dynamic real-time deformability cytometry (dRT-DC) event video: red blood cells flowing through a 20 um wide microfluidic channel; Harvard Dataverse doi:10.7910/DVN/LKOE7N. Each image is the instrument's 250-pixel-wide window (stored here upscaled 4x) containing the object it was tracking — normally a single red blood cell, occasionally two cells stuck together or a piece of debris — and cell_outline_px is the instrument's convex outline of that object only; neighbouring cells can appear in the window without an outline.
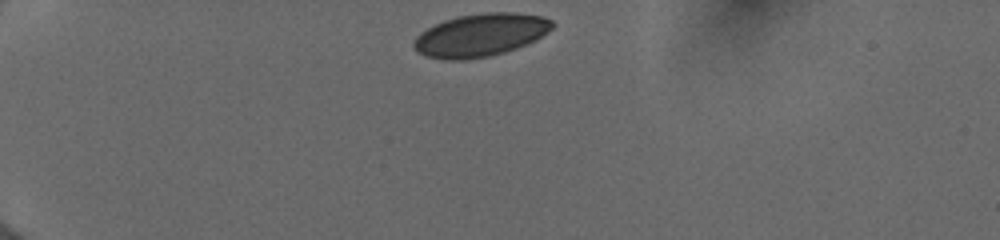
{"species": "human", "species_latin": "Homo sapiens", "temperature_condition": "cold", "stored_images_in_passage": 39, "camera_frame_rate_fps": 3000, "um_per_image_px": 0.085, "donor": {"sex": "female"}, "frame": {"image": 1, "passage_image": 1, "time_ms": 0.0, "image_size_px": [1000, 240], "cell_outline_px": [[556, 24], [552, 28], [540, 36], [516, 48], [504, 52], [488, 56], [464, 60], [452, 60], [428, 56], [420, 52], [412, 44], [416, 36], [420, 32], [444, 20], [460, 16], [484, 12], [516, 12], [540, 16], [552, 20]], "centroid_in_image_um": [40.84, 2.96], "position_along_channel_um": 44.2, "area_um2": 34.04}}
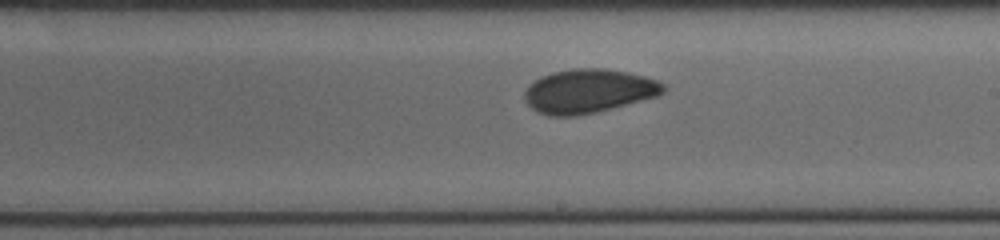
{"frame": {"image": 2, "passage_image": 20, "time_ms": 6.333, "image_size_px": [1000, 240], "cell_outline_px": [[668, 88], [664, 92], [656, 96], [596, 112], [576, 116], [548, 116], [536, 112], [524, 100], [524, 92], [528, 84], [540, 76], [552, 72], [572, 68], [604, 68], [628, 72], [660, 80]], "centroid_in_image_um": [50.0, 7.73], "position_along_channel_um": 239.0, "area_um2": 35.84}}
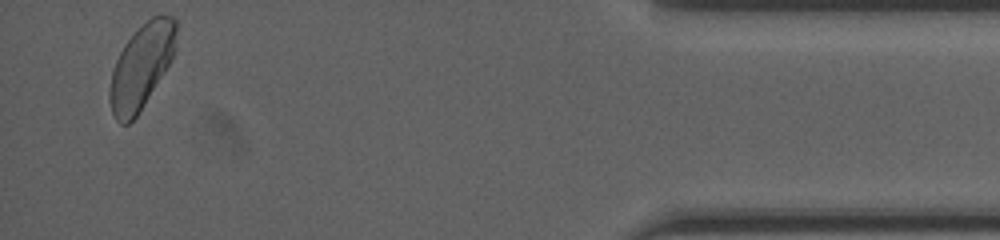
{"frame": {"image": 3, "passage_image": 38, "time_ms": 12.333, "image_size_px": [1000, 240], "cell_outline_px": [[176, 48], [164, 72], [136, 116], [128, 124], [120, 124], [116, 120], [112, 112], [108, 100], [108, 92], [112, 68], [124, 44], [152, 16], [172, 16], [176, 20]], "centroid_in_image_um": [11.98, 5.67], "position_along_channel_um": 423.2, "area_um2": 32.19}, "authors_computed_cell_mechanics": {"area_um2": 34.4488, "velocity_mm_per_s": 3.9816, "shape_relaxation_time_tau1_ms": 5.0949, "shape_relaxation_time_tau2_ms": 1.476, "deformation_change_tau1": 0.0885, "deformation_change_tau2": 0.0521}}